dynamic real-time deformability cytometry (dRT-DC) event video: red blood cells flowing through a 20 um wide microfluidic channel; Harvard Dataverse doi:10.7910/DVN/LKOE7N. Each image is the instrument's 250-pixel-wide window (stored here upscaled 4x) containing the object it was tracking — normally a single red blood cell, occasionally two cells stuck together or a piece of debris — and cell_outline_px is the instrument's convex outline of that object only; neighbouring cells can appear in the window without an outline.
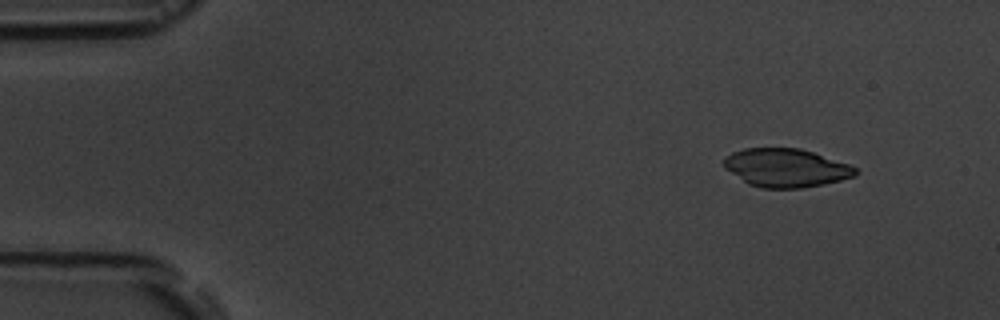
{"species": "common noctule bat (a hibernating species)", "species_latin": "Nyctalus noctula", "temperature_condition": "room temperature", "stored_images_in_passage": 6, "segment_of_instrument_passage": [1, 2], "camera_frame_rate_fps": 3000, "um_per_image_px": 0.085, "animal": {"sex": "male", "body_mass_g": 19.5, "forearm_length_mm": 54.6}, "frame": {"image": 1, "passage_image": 2, "time_ms": 1.333, "image_size_px": [1000, 320], "cell_outline_px": [[860, 172], [856, 176], [824, 184], [800, 188], [764, 188], [748, 184], [724, 168], [724, 156], [732, 152], [744, 148], [800, 148], [848, 164], [856, 168]], "centroid_in_image_um": [66.8, 14.26], "position_along_channel_um": 18.2, "area_um2": 29.42}}